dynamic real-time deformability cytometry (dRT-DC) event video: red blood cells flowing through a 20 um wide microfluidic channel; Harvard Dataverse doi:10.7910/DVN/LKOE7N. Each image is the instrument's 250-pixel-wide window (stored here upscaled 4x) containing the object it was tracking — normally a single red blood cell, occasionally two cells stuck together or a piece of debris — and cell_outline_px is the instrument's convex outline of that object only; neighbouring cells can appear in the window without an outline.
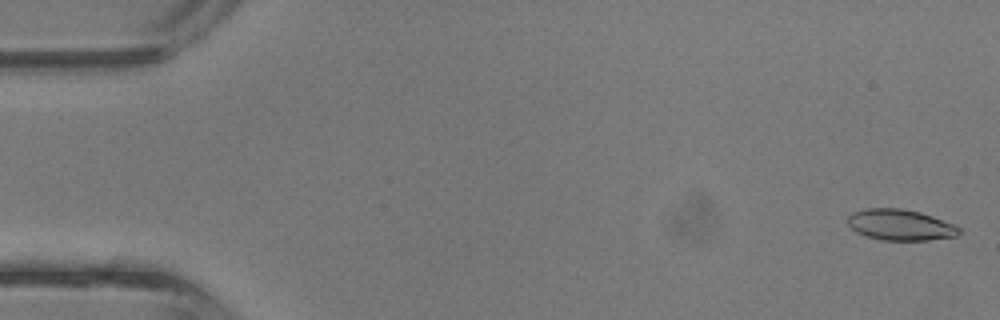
{"species": "common noctule bat (a hibernating species)", "species_latin": "Nyctalus noctula", "temperature_condition": "room temperature", "stored_images_in_passage": 43, "camera_frame_rate_fps": 3000, "um_per_image_px": 0.085, "animal": {"sex": "male", "body_mass_g": 13.3}, "frame": {"image": 1, "passage_image": 1, "time_ms": 0.0, "image_size_px": [1000, 320], "cell_outline_px": [[960, 232], [956, 236], [928, 240], [880, 240], [856, 232], [848, 224], [848, 216], [852, 212], [864, 208], [900, 208], [920, 212], [932, 216], [952, 224], [960, 228]], "centroid_in_image_um": [76.49, 19.11], "position_along_channel_um": 8.5, "area_um2": 20.0}}
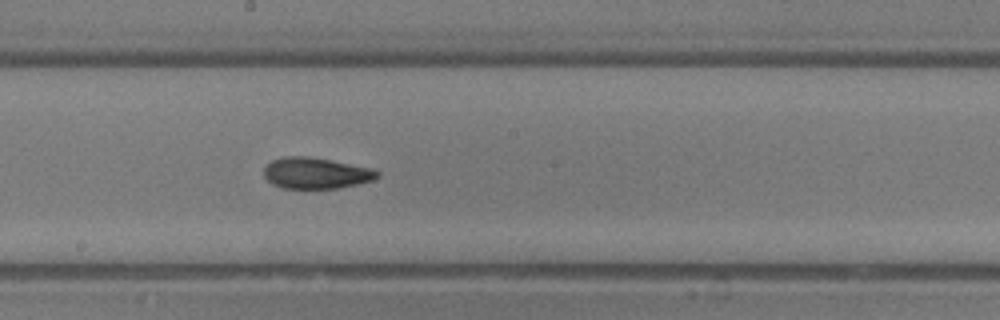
{"frame": {"image": 2, "passage_image": 23, "time_ms": 7.333, "image_size_px": [1000, 320], "cell_outline_px": [[380, 176], [372, 180], [340, 188], [284, 188], [272, 184], [264, 176], [264, 168], [272, 160], [284, 156], [308, 156], [372, 168], [380, 172]], "centroid_in_image_um": [26.85, 14.71], "position_along_channel_um": 221.3, "area_um2": 20.46}}
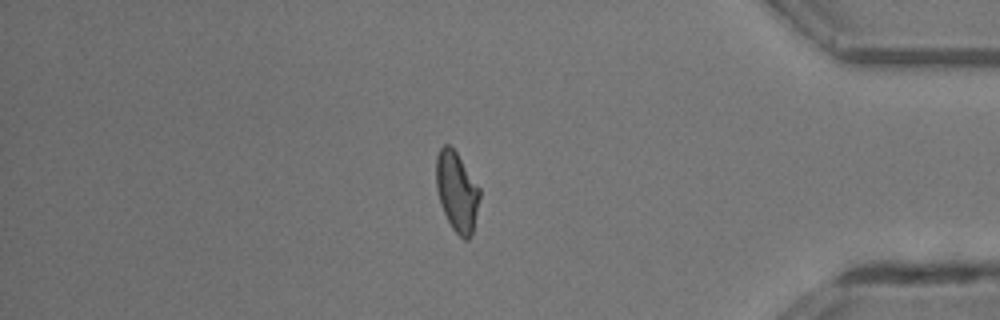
{"frame": {"image": 3, "passage_image": 36, "time_ms": 11.667, "image_size_px": [1000, 320], "cell_outline_px": [[480, 196], [472, 232], [468, 240], [464, 240], [452, 228], [440, 204], [436, 188], [436, 156], [440, 148], [444, 144], [448, 144], [456, 152], [480, 188]], "centroid_in_image_um": [38.82, 16.27], "position_along_channel_um": 396.4, "area_um2": 20.0}, "authors_computed_cell_mechanics": {"area_um2": 20.1722, "velocity_mm_per_s": 4.824, "shape_relaxation_time_tau1_ms": null, "shape_relaxation_time_tau2_ms": 3.5424, "deformation_change_tau1": null, "deformation_change_tau2": 0.1014}}